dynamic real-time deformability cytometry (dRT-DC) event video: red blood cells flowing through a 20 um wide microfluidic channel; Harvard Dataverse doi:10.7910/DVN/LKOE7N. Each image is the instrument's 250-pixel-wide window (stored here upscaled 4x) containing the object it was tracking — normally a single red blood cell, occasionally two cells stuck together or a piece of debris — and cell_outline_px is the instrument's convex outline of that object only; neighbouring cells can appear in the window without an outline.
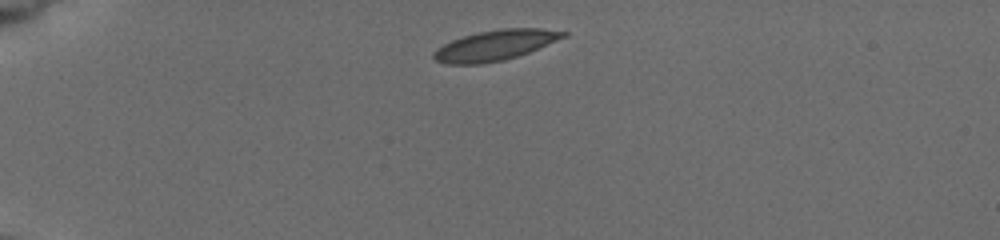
{"species": "common noctule bat (a hibernating species)", "species_latin": "Nyctalus noctula", "temperature_condition": "cold", "stored_images_in_passage": 30, "camera_frame_rate_fps": 3000, "um_per_image_px": 0.085, "animal": {"sex": "female", "body_mass_g": 19.5, "forearm_length_mm": 54.1}, "frame": {"image": 1, "passage_image": 1, "time_ms": 0.0, "image_size_px": [1000, 240], "cell_outline_px": [[568, 36], [528, 52], [504, 60], [480, 64], [444, 64], [436, 60], [432, 56], [432, 52], [436, 48], [452, 40], [464, 36], [480, 32], [500, 28], [540, 28], [568, 32]], "centroid_in_image_um": [42.08, 3.85], "position_along_channel_um": 42.9, "area_um2": 22.83}}
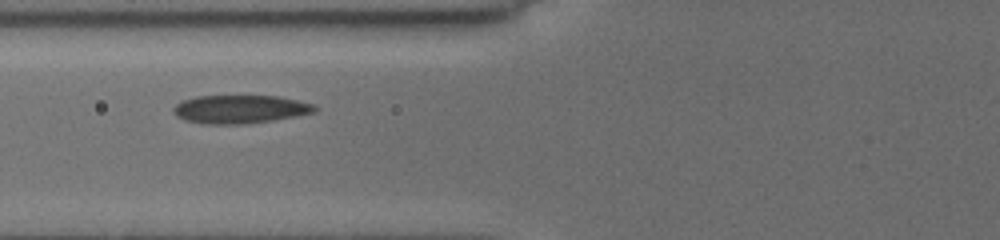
{"frame": {"image": 2, "passage_image": 18, "time_ms": 3.0, "image_size_px": [1000, 240], "cell_outline_px": [[316, 112], [296, 116], [248, 124], [200, 124], [184, 120], [176, 116], [172, 112], [172, 108], [176, 104], [184, 100], [196, 96], [280, 96], [316, 104]], "centroid_in_image_um": [20.4, 9.29], "position_along_channel_um": 105.4, "area_um2": 23.58}}
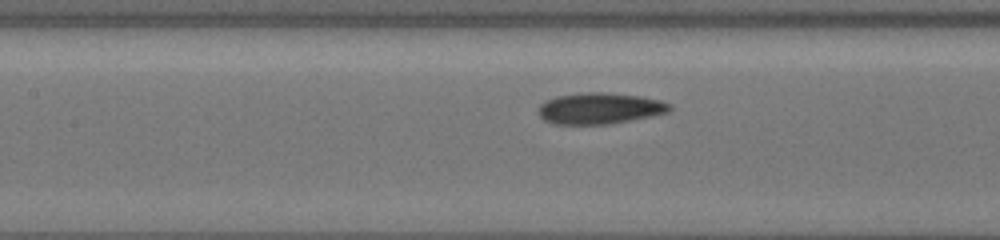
{"frame": {"image": 3, "passage_image": 25, "time_ms": 4.333, "image_size_px": [1000, 240], "cell_outline_px": [[672, 108], [668, 112], [652, 116], [608, 124], [552, 124], [544, 120], [536, 112], [540, 104], [544, 100], [556, 96], [584, 92], [604, 92], [640, 96], [660, 100], [672, 104]], "centroid_in_image_um": [50.94, 9.21], "position_along_channel_um": 156.5, "area_um2": 24.1}}